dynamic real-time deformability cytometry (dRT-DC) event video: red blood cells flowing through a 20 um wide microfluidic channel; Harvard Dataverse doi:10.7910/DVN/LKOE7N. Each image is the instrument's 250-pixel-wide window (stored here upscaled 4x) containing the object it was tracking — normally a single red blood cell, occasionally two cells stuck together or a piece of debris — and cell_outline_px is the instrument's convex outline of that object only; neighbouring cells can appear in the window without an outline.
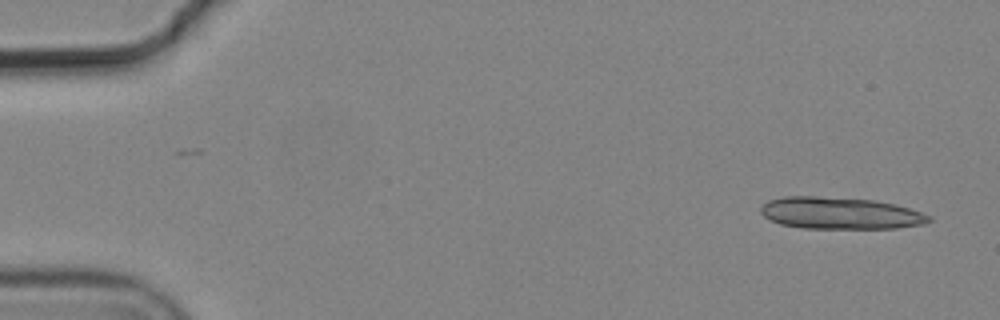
{"species": "common noctule bat (a hibernating species)", "species_latin": "Nyctalus noctula", "temperature_condition": "cold", "stored_images_in_passage": 2, "camera_frame_rate_fps": 3000, "um_per_image_px": 0.085, "animal": {"sex": "male", "body_mass_g": 19.2, "forearm_length_mm": 51.8}, "frame": {"image": 1, "passage_image": 2, "time_ms": 0.333, "image_size_px": [1000, 320], "cell_outline_px": [[932, 220], [924, 224], [896, 228], [800, 228], [780, 224], [764, 216], [760, 212], [760, 208], [768, 200], [784, 196], [816, 196], [876, 200], [896, 204], [932, 216]], "centroid_in_image_um": [71.42, 18.11], "position_along_channel_um": 13.6, "area_um2": 31.33}}